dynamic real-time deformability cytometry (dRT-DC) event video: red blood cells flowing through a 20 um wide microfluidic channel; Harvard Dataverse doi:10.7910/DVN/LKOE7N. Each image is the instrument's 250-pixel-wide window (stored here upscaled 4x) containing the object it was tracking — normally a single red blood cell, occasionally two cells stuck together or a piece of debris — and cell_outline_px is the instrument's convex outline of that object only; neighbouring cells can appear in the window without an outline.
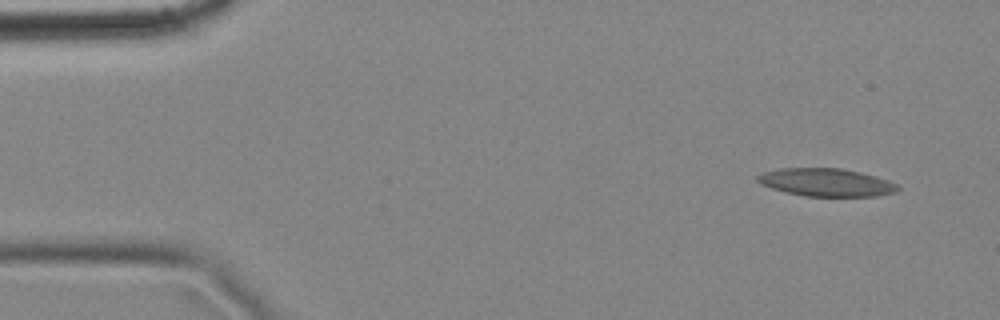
{"species": "common noctule bat (a hibernating species)", "species_latin": "Nyctalus noctula", "temperature_condition": "cold", "stored_images_in_passage": 10, "camera_frame_rate_fps": 3000, "um_per_image_px": 0.085, "animal": {"sex": "female", "body_mass_g": 18.4}, "frame": {"image": 1, "passage_image": 1, "time_ms": 0.0, "image_size_px": [1000, 320], "cell_outline_px": [[900, 188], [896, 192], [876, 196], [804, 196], [772, 188], [760, 184], [756, 180], [756, 176], [764, 172], [780, 168], [840, 168], [860, 172], [876, 176], [888, 180], [896, 184]], "centroid_in_image_um": [70.23, 15.5], "position_along_channel_um": 14.8, "area_um2": 22.72}}
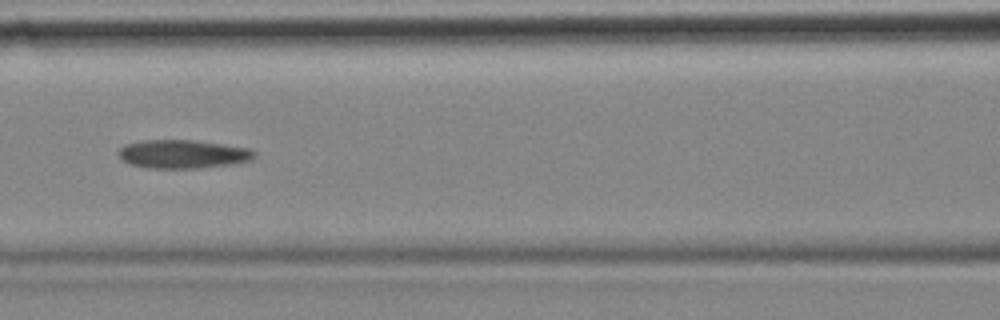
{"frame": {"image": 2, "passage_image": 6, "time_ms": 1.667, "image_size_px": [1000, 320], "cell_outline_px": [[256, 156], [252, 160], [232, 164], [196, 168], [148, 168], [132, 164], [124, 160], [116, 152], [124, 144], [144, 140], [192, 140], [248, 148], [256, 152]], "centroid_in_image_um": [15.54, 13.09], "position_along_channel_um": 151.1, "area_um2": 22.43}}
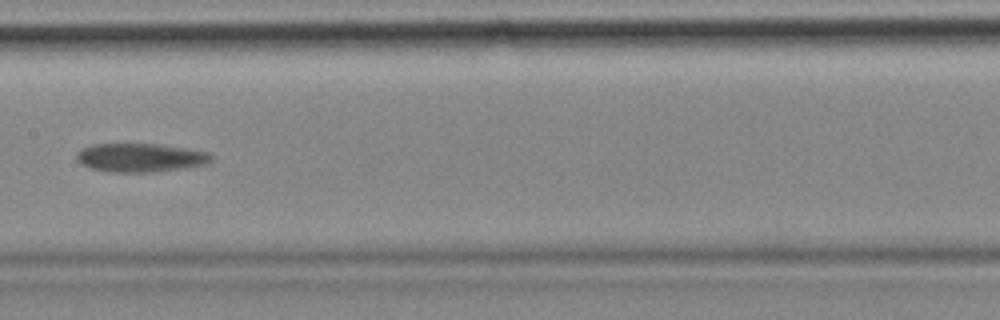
{"frame": {"image": 3, "passage_image": 7, "time_ms": 2.0, "image_size_px": [1000, 320], "cell_outline_px": [[212, 160], [204, 164], [152, 172], [108, 172], [92, 168], [76, 160], [76, 152], [80, 148], [92, 144], [156, 144], [208, 152], [212, 156]], "centroid_in_image_um": [11.85, 13.39], "position_along_channel_um": 195.5, "area_um2": 22.14}}